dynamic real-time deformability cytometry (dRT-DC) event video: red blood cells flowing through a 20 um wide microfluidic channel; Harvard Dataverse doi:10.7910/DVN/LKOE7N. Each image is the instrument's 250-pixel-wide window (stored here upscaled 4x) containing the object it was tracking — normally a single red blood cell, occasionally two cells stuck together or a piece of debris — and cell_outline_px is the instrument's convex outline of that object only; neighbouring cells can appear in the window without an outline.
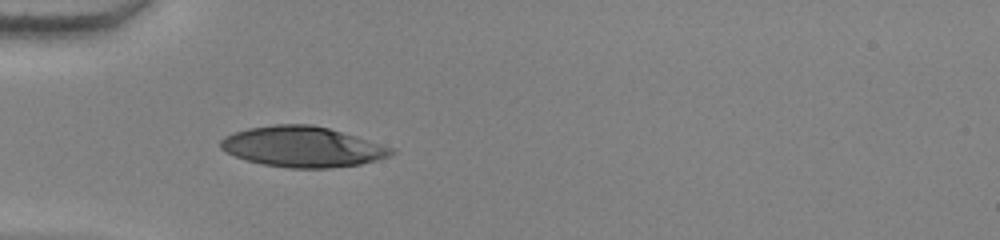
{"species": "human", "species_latin": "Homo sapiens", "temperature_condition": "warm", "stored_images_in_passage": 37, "camera_frame_rate_fps": 3000, "um_per_image_px": 0.085, "donor": {"sex": "female"}, "frame": {"image": 1, "passage_image": 1, "time_ms": 0.0, "image_size_px": [1000, 240], "cell_outline_px": [[396, 152], [388, 156], [376, 160], [360, 164], [332, 168], [288, 168], [264, 164], [248, 160], [224, 152], [220, 148], [220, 140], [224, 136], [248, 128], [276, 124], [312, 124], [328, 128], [396, 148]], "centroid_in_image_um": [25.72, 12.47], "position_along_channel_um": 59.3, "area_um2": 40.23}}
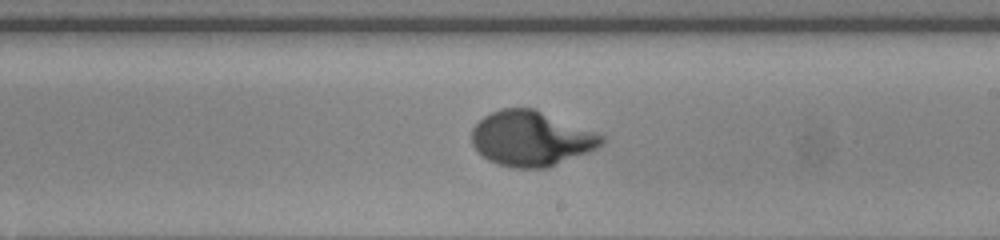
{"frame": {"image": 2, "passage_image": 16, "time_ms": 5.0, "image_size_px": [1000, 240], "cell_outline_px": [[604, 140], [596, 148], [588, 152], [548, 168], [512, 168], [496, 164], [488, 160], [472, 144], [472, 128], [484, 116], [500, 108], [532, 108], [596, 132], [604, 136]], "centroid_in_image_um": [45.13, 11.79], "position_along_channel_um": 243.9, "area_um2": 41.33}}
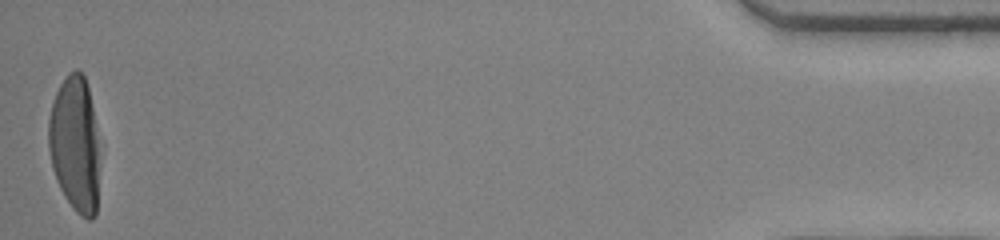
{"frame": {"image": 3, "passage_image": 37, "time_ms": 12.0, "image_size_px": [1000, 240], "cell_outline_px": [[96, 216], [92, 220], [88, 220], [80, 216], [72, 208], [64, 196], [56, 180], [52, 168], [48, 148], [48, 120], [52, 104], [56, 92], [60, 84], [68, 72], [76, 68], [84, 76], [88, 88], [92, 108], [96, 136]], "centroid_in_image_um": [6.3, 12.25], "position_along_channel_um": 428.9, "area_um2": 39.59}, "authors_computed_cell_mechanics": {"area_um2": 41.2114, "velocity_mm_per_s": 3.8397, "shape_relaxation_time_tau1_ms": 3.8046, "shape_relaxation_time_tau2_ms": null, "deformation_change_tau1": 0.2666, "deformation_change_tau2": null}}